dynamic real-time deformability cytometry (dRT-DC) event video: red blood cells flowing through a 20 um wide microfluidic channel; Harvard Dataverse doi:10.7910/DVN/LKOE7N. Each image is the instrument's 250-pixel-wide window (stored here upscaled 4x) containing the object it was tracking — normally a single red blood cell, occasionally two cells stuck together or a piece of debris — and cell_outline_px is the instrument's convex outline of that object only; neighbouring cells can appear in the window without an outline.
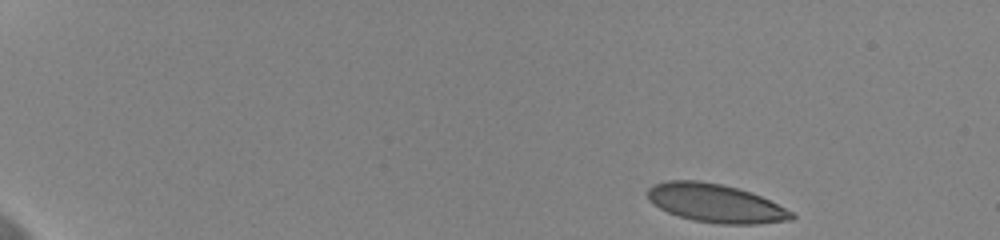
{"species": "human", "species_latin": "Homo sapiens", "temperature_condition": "cold", "stored_images_in_passage": 21, "camera_frame_rate_fps": 3000, "um_per_image_px": 0.085, "donor": {"sex": "female"}, "frame": {"image": 1, "passage_image": 1, "time_ms": 0.0, "image_size_px": [1000, 240], "cell_outline_px": [[796, 216], [792, 220], [756, 224], [716, 224], [692, 220], [668, 212], [652, 204], [648, 200], [648, 188], [664, 180], [700, 180], [720, 184], [736, 188], [760, 196], [792, 212]], "centroid_in_image_um": [60.79, 17.28], "position_along_channel_um": 24.2, "area_um2": 32.08}}
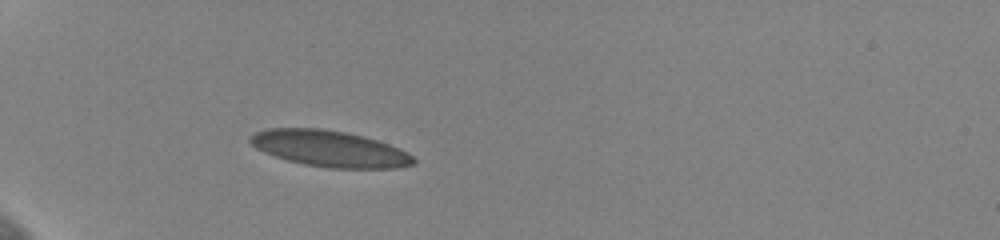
{"frame": {"image": 2, "passage_image": 10, "time_ms": 3.0, "image_size_px": [1000, 240], "cell_outline_px": [[416, 164], [396, 168], [328, 168], [304, 164], [288, 160], [264, 152], [256, 148], [248, 140], [248, 136], [256, 132], [268, 128], [320, 128], [344, 132], [364, 136], [388, 144], [408, 152], [416, 160]], "centroid_in_image_um": [28.02, 12.64], "position_along_channel_um": 57.0, "area_um2": 34.39}}